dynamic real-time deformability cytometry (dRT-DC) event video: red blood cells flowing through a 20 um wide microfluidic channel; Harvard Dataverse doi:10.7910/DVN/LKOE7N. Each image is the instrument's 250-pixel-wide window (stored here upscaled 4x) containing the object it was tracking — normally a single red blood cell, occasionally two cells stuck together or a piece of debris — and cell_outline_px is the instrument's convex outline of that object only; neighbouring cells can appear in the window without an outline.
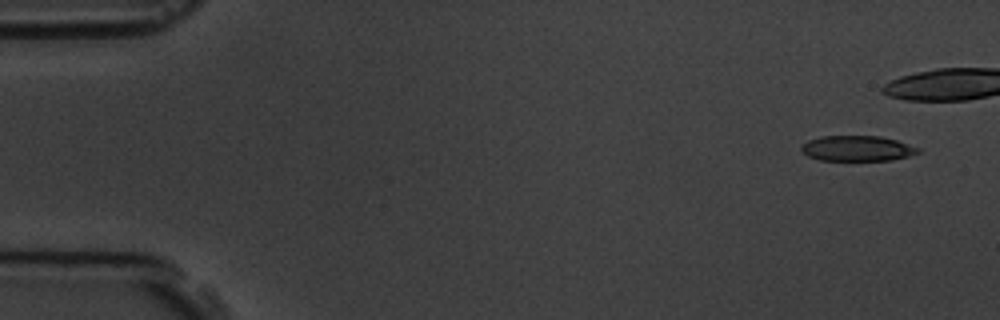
{"species": "common noctule bat (a hibernating species)", "species_latin": "Nyctalus noctula", "temperature_condition": "room temperature", "stored_images_in_passage": 5, "camera_frame_rate_fps": 3000, "um_per_image_px": 0.085, "animal": {"sex": "male", "body_mass_g": 19.5, "forearm_length_mm": 54.6}, "frame": {"image": 1, "passage_image": 1, "time_ms": 0.0, "image_size_px": [1000, 320], "cell_outline_px": [[920, 152], [908, 156], [892, 160], [820, 160], [808, 156], [800, 148], [808, 140], [820, 136], [880, 136], [896, 140], [920, 148]], "centroid_in_image_um": [72.87, 12.61], "position_along_channel_um": 12.1, "area_um2": 17.17}}